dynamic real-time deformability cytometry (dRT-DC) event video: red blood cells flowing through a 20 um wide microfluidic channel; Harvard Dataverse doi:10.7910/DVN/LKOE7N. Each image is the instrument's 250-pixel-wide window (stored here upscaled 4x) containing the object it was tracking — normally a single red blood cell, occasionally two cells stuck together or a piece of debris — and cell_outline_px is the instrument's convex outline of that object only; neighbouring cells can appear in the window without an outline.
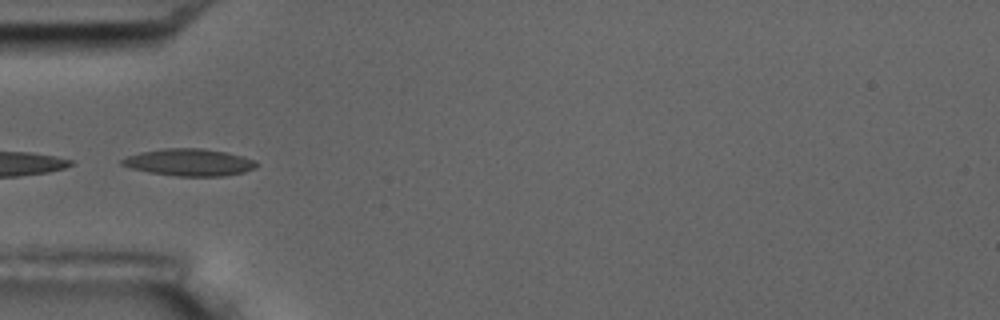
{"species": "common noctule bat (a hibernating species)", "species_latin": "Nyctalus noctula", "temperature_condition": "room temperature", "stored_images_in_passage": 7, "camera_frame_rate_fps": 3000, "um_per_image_px": 0.085, "animal": {"sex": "male", "body_mass_g": 17.5, "forearm_length_mm": 52.3}, "frame": {"image": 1, "passage_image": 5, "time_ms": 5.0, "image_size_px": [1000, 320], "cell_outline_px": [[260, 164], [256, 168], [244, 172], [224, 176], [176, 176], [148, 172], [132, 168], [120, 164], [120, 160], [128, 156], [140, 152], [164, 148], [200, 148], [224, 152], [256, 160]], "centroid_in_image_um": [16.1, 13.8], "position_along_channel_um": 68.9, "area_um2": 21.21}}